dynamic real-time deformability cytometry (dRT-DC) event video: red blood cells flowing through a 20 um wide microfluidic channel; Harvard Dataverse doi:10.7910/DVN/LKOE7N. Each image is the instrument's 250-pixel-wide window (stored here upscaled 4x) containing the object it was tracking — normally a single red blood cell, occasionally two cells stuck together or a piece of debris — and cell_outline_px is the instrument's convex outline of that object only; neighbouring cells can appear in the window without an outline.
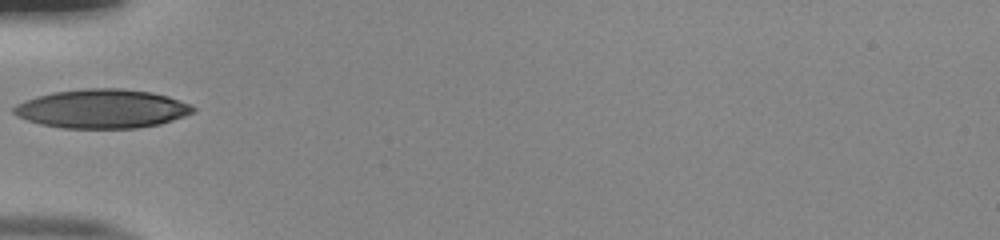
{"species": "human", "species_latin": "Homo sapiens", "temperature_condition": "room temperature", "stored_images_in_passage": 32, "camera_frame_rate_fps": 3000, "um_per_image_px": 0.085, "donor": {"sex": "male"}, "frame": {"image": 1, "passage_image": 1, "time_ms": 0.0, "image_size_px": [1000, 240], "cell_outline_px": [[196, 112], [160, 124], [136, 128], [64, 128], [40, 124], [16, 116], [12, 112], [12, 108], [16, 104], [24, 100], [36, 96], [52, 92], [84, 88], [120, 88], [152, 92], [168, 96], [192, 104], [196, 108]], "centroid_in_image_um": [8.68, 9.24], "position_along_channel_um": 76.3, "area_um2": 40.98}}
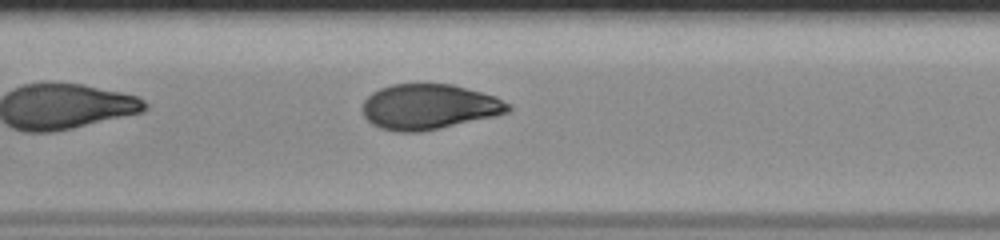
{"frame": {"image": 2, "passage_image": 8, "time_ms": 2.333, "image_size_px": [1000, 240], "cell_outline_px": [[512, 108], [508, 112], [496, 116], [440, 128], [420, 132], [396, 132], [380, 128], [372, 124], [364, 116], [364, 100], [372, 92], [380, 88], [392, 84], [452, 84], [496, 96], [508, 104]], "centroid_in_image_um": [36.47, 9.08], "position_along_channel_um": 170.9, "area_um2": 38.38}}
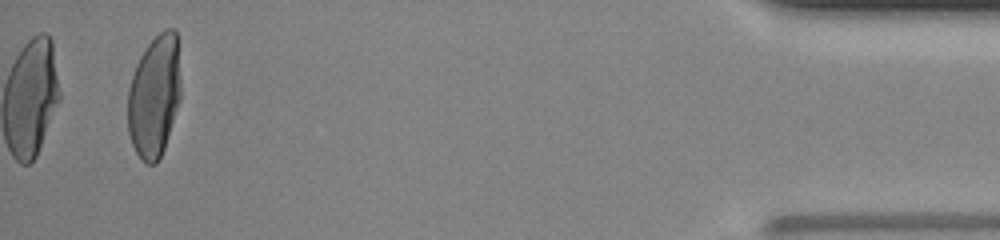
{"frame": {"image": 3, "passage_image": 32, "time_ms": 10.333, "image_size_px": [1000, 240], "cell_outline_px": [[180, 100], [164, 148], [156, 164], [144, 164], [136, 152], [132, 144], [128, 132], [128, 88], [136, 64], [140, 56], [148, 44], [164, 28], [176, 28], [180, 80]], "centroid_in_image_um": [13.11, 8.17], "position_along_channel_um": 422.1, "area_um2": 37.8}}